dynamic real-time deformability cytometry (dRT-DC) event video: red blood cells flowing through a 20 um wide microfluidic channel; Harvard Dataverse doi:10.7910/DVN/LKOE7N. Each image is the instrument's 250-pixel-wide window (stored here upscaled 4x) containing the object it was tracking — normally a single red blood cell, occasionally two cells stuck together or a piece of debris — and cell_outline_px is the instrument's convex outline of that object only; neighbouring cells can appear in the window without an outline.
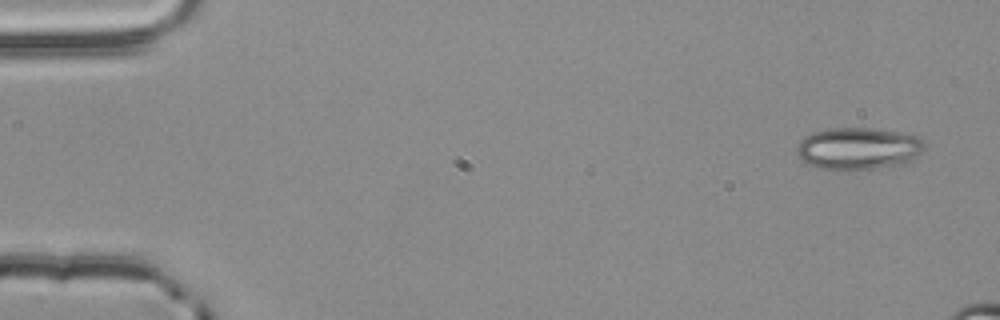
{"species": "common noctule bat (a hibernating species)", "species_latin": "Nyctalus noctula", "temperature_condition": "room temperature", "stored_images_in_passage": 3, "camera_frame_rate_fps": 3000, "um_per_image_px": 0.085, "animal": {"sex": "male", "body_mass_g": 20.4}, "frame": {"image": 1, "passage_image": 1, "time_ms": 0.0, "image_size_px": [1000, 320], "cell_outline_px": [[924, 148], [920, 156], [904, 164], [872, 168], [816, 168], [804, 160], [796, 152], [796, 148], [800, 140], [804, 136], [812, 132], [828, 128], [872, 128], [896, 132], [916, 136], [924, 140]], "centroid_in_image_um": [72.98, 12.6], "position_along_channel_um": 12.0, "area_um2": 30.98}}